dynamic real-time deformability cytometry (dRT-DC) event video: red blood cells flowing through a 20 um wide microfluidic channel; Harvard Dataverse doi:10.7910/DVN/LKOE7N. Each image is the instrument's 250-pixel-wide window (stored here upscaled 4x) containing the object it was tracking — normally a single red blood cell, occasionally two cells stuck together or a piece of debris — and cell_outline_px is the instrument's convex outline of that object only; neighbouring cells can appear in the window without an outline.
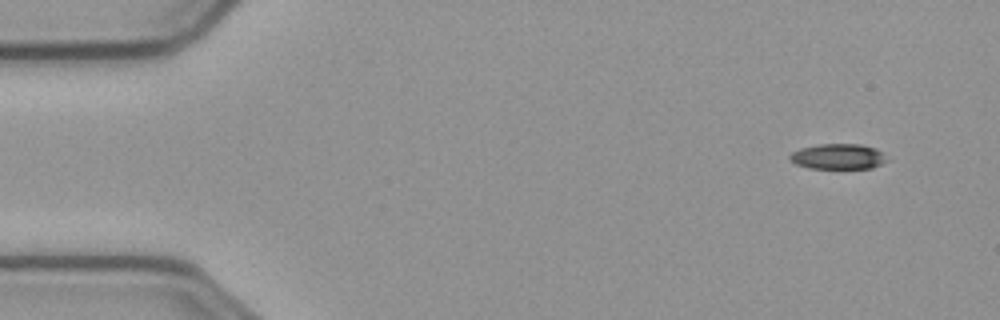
{"species": "common noctule bat (a hibernating species)", "species_latin": "Nyctalus noctula", "temperature_condition": "cold", "stored_images_in_passage": 3, "camera_frame_rate_fps": 3000, "um_per_image_px": 0.085, "animal": {"sex": "male", "body_mass_g": 23.1, "forearm_length_mm": 52.7}, "frame": {"image": 1, "passage_image": 1, "time_ms": 0.0, "image_size_px": [1000, 320], "cell_outline_px": [[888, 160], [872, 168], [808, 168], [796, 164], [788, 156], [792, 152], [800, 148], [820, 144], [860, 144], [876, 148]], "centroid_in_image_um": [71.22, 13.3], "position_along_channel_um": 13.8, "area_um2": 14.22}}